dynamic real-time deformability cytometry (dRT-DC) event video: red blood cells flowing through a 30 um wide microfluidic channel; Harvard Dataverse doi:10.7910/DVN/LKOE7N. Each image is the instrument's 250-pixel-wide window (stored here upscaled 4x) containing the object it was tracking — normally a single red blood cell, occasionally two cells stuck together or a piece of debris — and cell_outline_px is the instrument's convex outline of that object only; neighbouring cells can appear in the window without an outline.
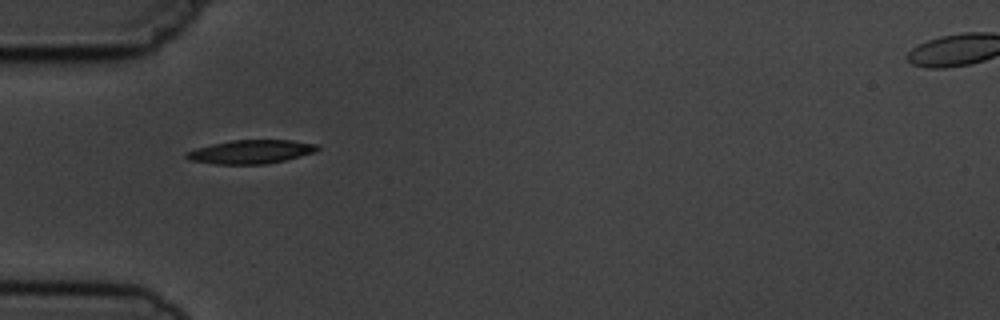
{"species": "common noctule bat (a hibernating species)", "species_latin": "Nyctalus noctula", "temperature_condition": "cold", "stored_images_in_passage": 2, "camera_frame_rate_fps": 3000, "um_per_image_px": 0.085, "animal": {"sex": "male", "body_mass_g": 19.5, "forearm_length_mm": 54.6}, "frame": {"image": 1, "passage_image": 1, "time_ms": 0.0, "image_size_px": [1000, 320], "cell_outline_px": [[320, 148], [312, 152], [300, 156], [268, 164], [216, 164], [188, 160], [184, 156], [184, 152], [196, 148], [212, 144], [232, 140], [292, 140], [316, 144]], "centroid_in_image_um": [21.26, 12.9], "position_along_channel_um": 63.7, "area_um2": 18.03}}
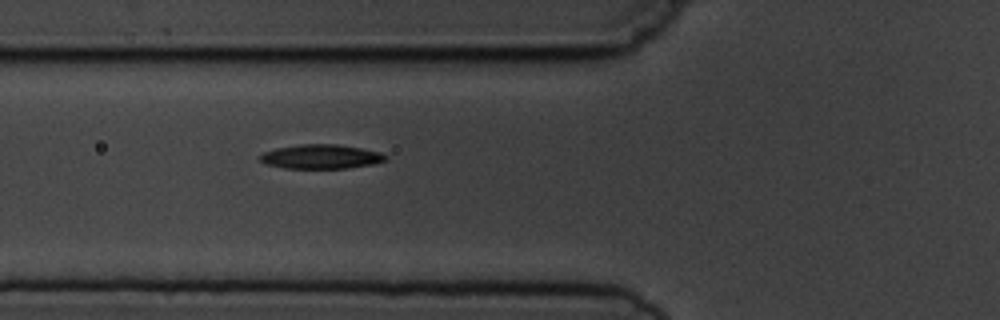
{"frame": {"image": 2, "passage_image": 2, "time_ms": 1.0, "image_size_px": [1000, 320], "cell_outline_px": [[388, 160], [372, 164], [348, 168], [284, 168], [268, 164], [260, 160], [260, 156], [264, 152], [276, 148], [300, 144], [336, 144], [360, 148], [380, 152], [388, 156]], "centroid_in_image_um": [27.32, 13.31], "position_along_channel_um": 98.5, "area_um2": 17.63}}